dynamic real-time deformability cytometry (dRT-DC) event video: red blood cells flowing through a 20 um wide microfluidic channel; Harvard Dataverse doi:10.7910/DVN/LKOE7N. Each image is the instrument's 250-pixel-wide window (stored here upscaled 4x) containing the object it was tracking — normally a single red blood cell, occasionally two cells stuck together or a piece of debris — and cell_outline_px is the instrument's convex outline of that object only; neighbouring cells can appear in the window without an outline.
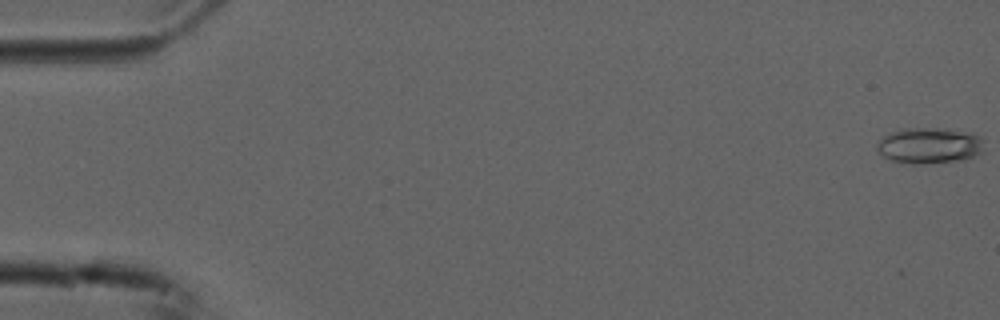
{"species": "common noctule bat (a hibernating species)", "species_latin": "Nyctalus noctula", "temperature_condition": "cold", "stored_images_in_passage": 55, "camera_frame_rate_fps": 3000, "um_per_image_px": 0.085, "animal": {"sex": "male", "forearm_length_mm": 52.5}, "frame": {"image": 1, "passage_image": 1, "time_ms": 0.0, "image_size_px": [1000, 320], "cell_outline_px": [[984, 152], [972, 156], [956, 160], [916, 164], [912, 164], [892, 160], [884, 156], [876, 148], [876, 144], [884, 136], [892, 132], [904, 128], [928, 128], [972, 132], [980, 136], [984, 140]], "centroid_in_image_um": [79.02, 12.36], "position_along_channel_um": 6.0, "area_um2": 22.14}}
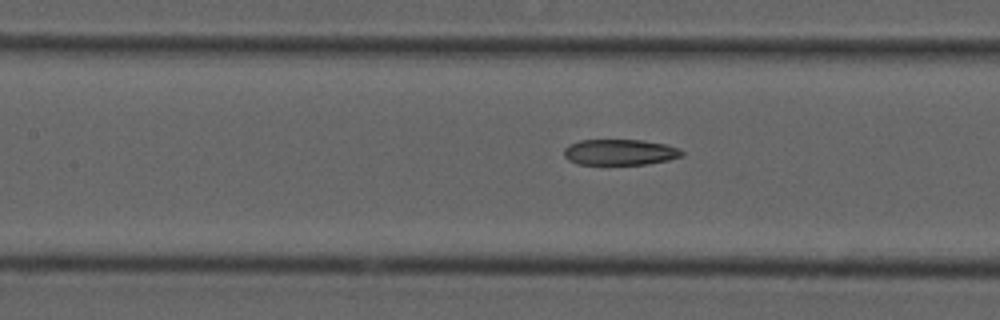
{"frame": {"image": 2, "passage_image": 25, "time_ms": 8.0, "image_size_px": [1000, 320], "cell_outline_px": [[684, 156], [668, 160], [648, 164], [576, 164], [568, 160], [564, 156], [564, 148], [568, 144], [580, 140], [644, 140], [664, 144], [676, 148], [684, 152]], "centroid_in_image_um": [52.67, 12.93], "position_along_channel_um": 154.7, "area_um2": 17.8}}
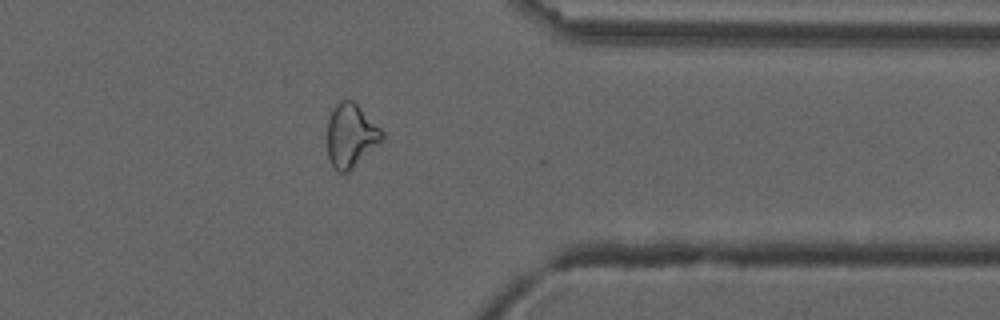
{"frame": {"image": 3, "passage_image": 44, "time_ms": 14.333, "image_size_px": [1000, 320], "cell_outline_px": [[384, 136], [348, 172], [340, 172], [328, 160], [328, 120], [332, 108], [340, 100], [352, 100], [384, 132]], "centroid_in_image_um": [29.78, 11.49], "position_along_channel_um": 381.6, "area_um2": 19.59}, "authors_computed_cell_mechanics": {"area_um2": 20.1722, "velocity_mm_per_s": 3.7527, "shape_relaxation_time_tau1_ms": null, "shape_relaxation_time_tau2_ms": 8.8863, "deformation_change_tau1": null, "deformation_change_tau2": 0.1649}}